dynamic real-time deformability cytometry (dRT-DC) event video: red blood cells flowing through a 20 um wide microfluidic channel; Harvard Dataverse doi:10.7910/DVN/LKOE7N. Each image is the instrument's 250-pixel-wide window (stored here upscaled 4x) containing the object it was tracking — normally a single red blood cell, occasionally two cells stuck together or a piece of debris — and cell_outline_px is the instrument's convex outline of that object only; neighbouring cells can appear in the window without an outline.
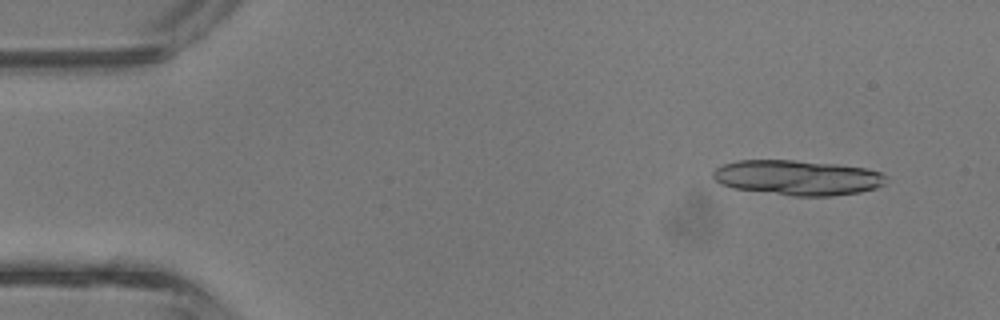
{"species": "common noctule bat (a hibernating species)", "species_latin": "Nyctalus noctula", "temperature_condition": "room temperature", "stored_images_in_passage": 29, "camera_frame_rate_fps": 3000, "um_per_image_px": 0.085, "animal": {"sex": "male", "body_mass_g": 13.3}, "frame": {"image": 1, "passage_image": 3, "time_ms": 0.667, "image_size_px": [1000, 320], "cell_outline_px": [[888, 176], [884, 184], [876, 188], [860, 192], [832, 196], [792, 196], [732, 188], [720, 184], [712, 176], [712, 172], [716, 168], [724, 164], [736, 160], [792, 160], [836, 164], [868, 168], [880, 172]], "centroid_in_image_um": [67.8, 15.1], "position_along_channel_um": 17.2, "area_um2": 35.6}}
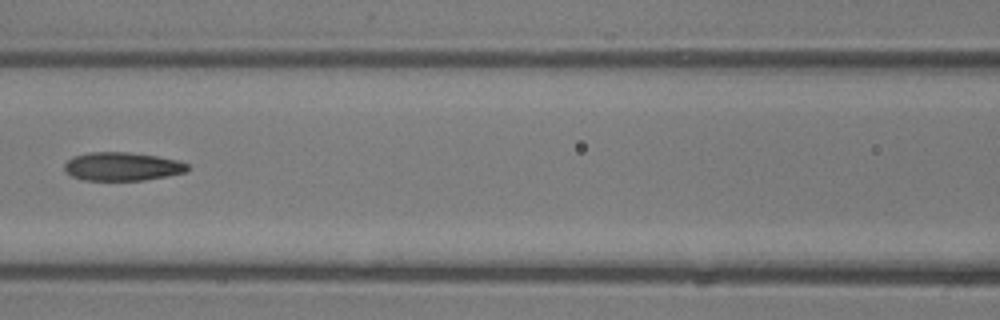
{"frame": {"image": 2, "passage_image": 18, "time_ms": 5.667, "image_size_px": [1000, 320], "cell_outline_px": [[188, 168], [184, 172], [168, 176], [144, 180], [84, 180], [72, 176], [64, 172], [64, 164], [72, 156], [88, 152], [128, 152], [156, 156], [176, 160], [188, 164]], "centroid_in_image_um": [10.33, 14.15], "position_along_channel_um": 156.3, "area_um2": 20.4}}
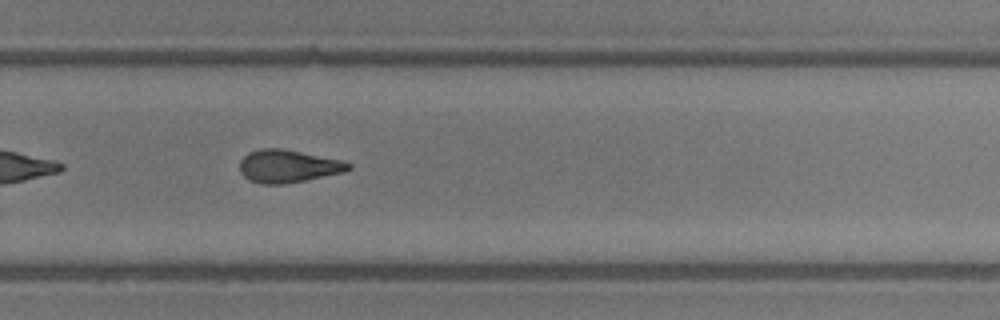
{"frame": {"image": 3, "passage_image": 27, "time_ms": 8.667, "image_size_px": [1000, 320], "cell_outline_px": [[352, 168], [344, 172], [284, 184], [260, 184], [248, 180], [240, 172], [240, 160], [248, 152], [260, 148], [284, 148], [344, 160], [352, 164]], "centroid_in_image_um": [24.49, 14.11], "position_along_channel_um": 305.3, "area_um2": 21.04}}